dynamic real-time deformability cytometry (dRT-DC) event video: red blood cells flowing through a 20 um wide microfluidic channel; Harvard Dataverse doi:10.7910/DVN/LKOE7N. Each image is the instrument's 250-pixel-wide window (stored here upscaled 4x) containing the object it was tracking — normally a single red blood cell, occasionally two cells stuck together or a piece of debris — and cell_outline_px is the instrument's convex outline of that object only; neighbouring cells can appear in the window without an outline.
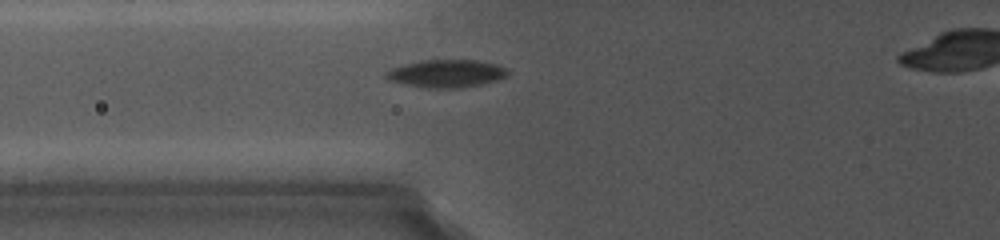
{"species": "common noctule bat (a hibernating species)", "species_latin": "Nyctalus noctula", "temperature_condition": "cold", "stored_images_in_passage": 3, "camera_frame_rate_fps": 5000, "um_per_image_px": 0.085, "animal": {"sex": "female", "body_mass_g": 19.0, "forearm_length_mm": 56.7}, "frame": {"image": 1, "passage_image": 3, "time_ms": 2.0, "image_size_px": [1000, 240], "cell_outline_px": [[508, 72], [504, 76], [496, 80], [476, 84], [452, 88], [440, 88], [408, 84], [392, 80], [384, 76], [384, 72], [392, 68], [404, 64], [420, 60], [480, 60], [496, 64], [508, 68]], "centroid_in_image_um": [37.94, 6.21], "position_along_channel_um": 87.9, "area_um2": 19.07}}